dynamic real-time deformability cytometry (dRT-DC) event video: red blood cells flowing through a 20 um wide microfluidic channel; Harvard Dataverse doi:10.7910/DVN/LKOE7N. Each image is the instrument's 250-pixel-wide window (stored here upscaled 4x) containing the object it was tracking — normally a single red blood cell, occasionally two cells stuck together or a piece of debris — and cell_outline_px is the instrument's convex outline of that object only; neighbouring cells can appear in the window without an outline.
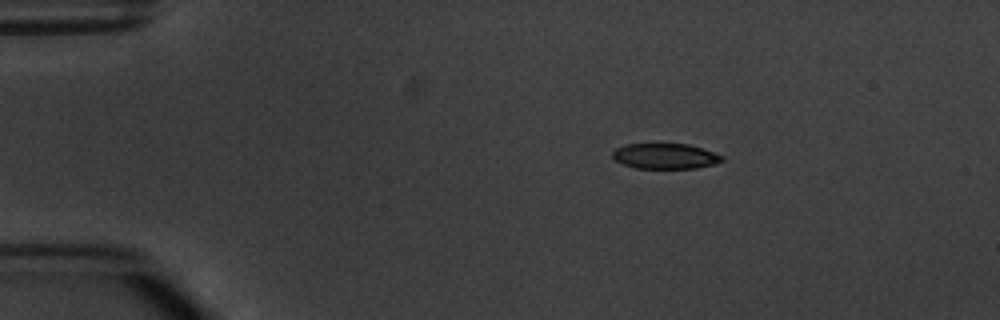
{"species": "common noctule bat (a hibernating species)", "species_latin": "Nyctalus noctula", "temperature_condition": "warm", "stored_images_in_passage": 5, "segment_of_instrument_passage": [1, 2], "camera_frame_rate_fps": 3000, "um_per_image_px": 0.085, "animal": {"sex": "male", "body_mass_g": 20.1, "forearm_length_mm": 53.5}, "frame": {"image": 1, "passage_image": 2, "time_ms": 1.333, "image_size_px": [1000, 320], "cell_outline_px": [[724, 160], [712, 164], [696, 168], [636, 168], [624, 164], [616, 160], [612, 156], [612, 152], [616, 148], [624, 144], [688, 144], [724, 156]], "centroid_in_image_um": [56.52, 13.27], "position_along_channel_um": 28.5, "area_um2": 16.01}}
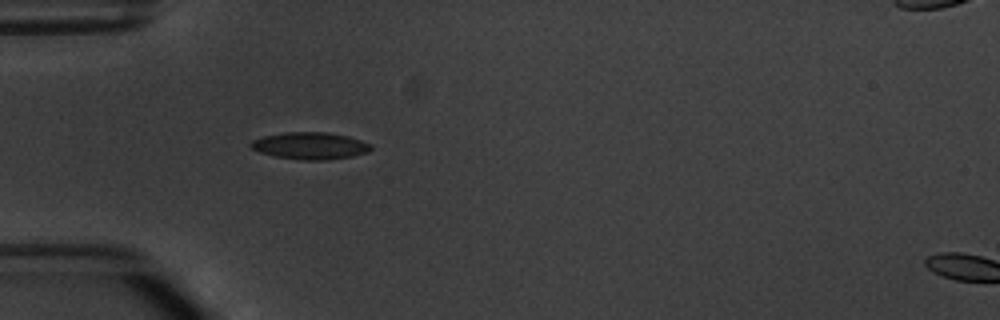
{"frame": {"image": 2, "passage_image": 4, "time_ms": 3.667, "image_size_px": [1000, 320], "cell_outline_px": [[372, 148], [368, 152], [352, 156], [324, 160], [304, 160], [276, 156], [260, 152], [252, 148], [248, 144], [252, 140], [264, 136], [284, 132], [328, 132], [348, 136], [372, 144]], "centroid_in_image_um": [26.37, 12.38], "position_along_channel_um": 58.6, "area_um2": 18.84}}